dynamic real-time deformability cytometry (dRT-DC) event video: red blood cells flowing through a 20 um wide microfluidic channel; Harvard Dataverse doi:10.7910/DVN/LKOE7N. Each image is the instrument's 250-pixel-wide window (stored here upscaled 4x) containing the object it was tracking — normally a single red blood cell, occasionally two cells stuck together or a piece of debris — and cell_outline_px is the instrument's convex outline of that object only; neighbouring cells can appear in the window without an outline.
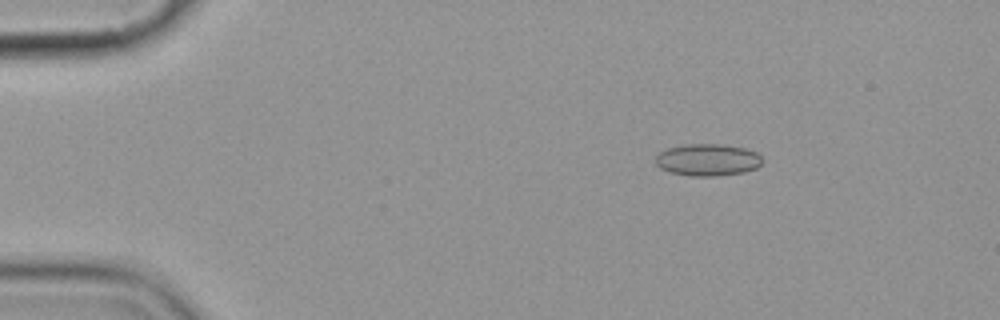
{"species": "common noctule bat (a hibernating species)", "species_latin": "Nyctalus noctula", "temperature_condition": "cold", "stored_images_in_passage": 4, "camera_frame_rate_fps": 3000, "um_per_image_px": 0.085, "animal": {"sex": "female", "body_mass_g": 19.9}, "frame": {"image": 1, "passage_image": 1, "time_ms": 0.0, "image_size_px": [1000, 320], "cell_outline_px": [[764, 160], [756, 168], [744, 172], [716, 176], [688, 176], [668, 172], [660, 168], [656, 164], [656, 156], [660, 152], [668, 148], [684, 144], [720, 144], [744, 148], [756, 152]], "centroid_in_image_um": [60.14, 13.59], "position_along_channel_um": 24.9, "area_um2": 20.0}}
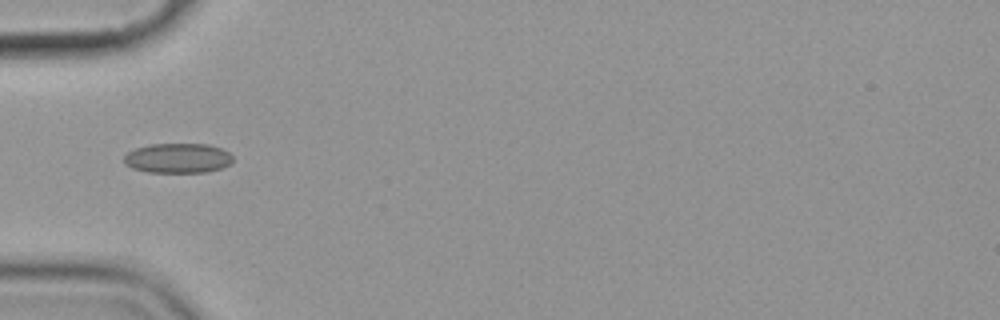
{"frame": {"image": 2, "passage_image": 4, "time_ms": 3.333, "image_size_px": [1000, 320], "cell_outline_px": [[232, 160], [228, 164], [220, 168], [208, 172], [148, 172], [132, 168], [124, 164], [124, 156], [128, 152], [136, 148], [148, 144], [208, 144], [220, 148], [228, 152], [232, 156]], "centroid_in_image_um": [15.08, 13.44], "position_along_channel_um": 69.9, "area_um2": 18.84}}